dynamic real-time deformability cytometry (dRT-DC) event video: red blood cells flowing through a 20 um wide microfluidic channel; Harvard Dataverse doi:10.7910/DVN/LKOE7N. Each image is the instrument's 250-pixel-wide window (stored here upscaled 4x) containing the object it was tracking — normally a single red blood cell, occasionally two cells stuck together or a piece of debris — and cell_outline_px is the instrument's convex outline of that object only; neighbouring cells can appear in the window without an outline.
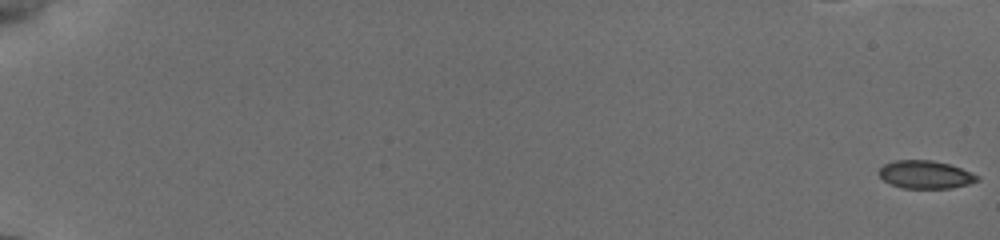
{"species": "common noctule bat (a hibernating species)", "species_latin": "Nyctalus noctula", "temperature_condition": "cold", "stored_images_in_passage": 54, "camera_frame_rate_fps": 3000, "um_per_image_px": 0.085, "animal": {"sex": "female", "body_mass_g": 19.5, "forearm_length_mm": 54.1}, "frame": {"image": 1, "passage_image": 1, "time_ms": 0.0, "image_size_px": [1000, 240], "cell_outline_px": [[980, 180], [968, 184], [952, 188], [904, 188], [892, 184], [884, 180], [880, 176], [880, 168], [884, 164], [892, 160], [932, 160], [948, 164], [960, 168], [980, 176]], "centroid_in_image_um": [78.68, 14.83], "position_along_channel_um": 6.3, "area_um2": 15.9}, "authors_computed_cell_mechanics": {"area_um2": 16.9643, "velocity_mm_per_s": 3.8506, "shape_relaxation_time_tau1_ms": 4.5185, "shape_relaxation_time_tau2_ms": null, "deformation_change_tau1": 0.0924, "deformation_change_tau2": null}}